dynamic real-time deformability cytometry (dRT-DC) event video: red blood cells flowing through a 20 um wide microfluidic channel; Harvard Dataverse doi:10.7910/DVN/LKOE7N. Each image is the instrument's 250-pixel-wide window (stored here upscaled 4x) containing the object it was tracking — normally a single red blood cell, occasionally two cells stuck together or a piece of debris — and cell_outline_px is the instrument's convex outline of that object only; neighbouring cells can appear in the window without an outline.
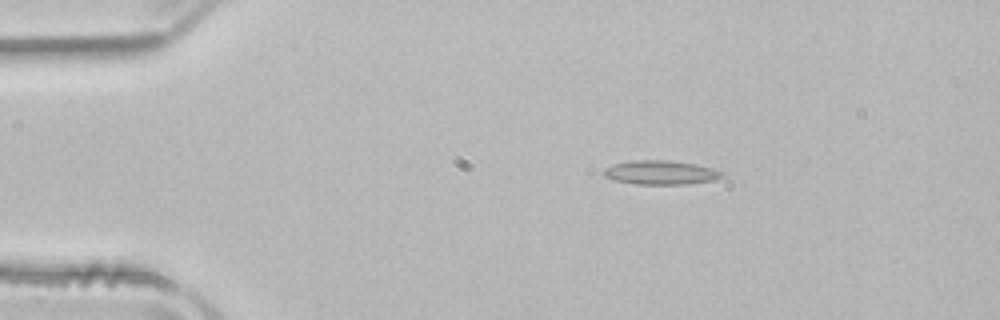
{"species": "common noctule bat (a hibernating species)", "species_latin": "Nyctalus noctula", "temperature_condition": "room temperature", "stored_images_in_passage": 2, "camera_frame_rate_fps": 3000, "um_per_image_px": 0.085, "animal": {"sex": "male", "body_mass_g": 21.5, "forearm_length_mm": 52.0}, "frame": {"image": 1, "passage_image": 1, "time_ms": 0.0, "image_size_px": [1000, 320], "cell_outline_px": [[724, 176], [712, 180], [688, 184], [636, 184], [616, 180], [604, 176], [600, 172], [604, 168], [612, 164], [632, 160], [668, 160], [696, 164], [712, 168], [724, 172]], "centroid_in_image_um": [56.13, 14.65], "position_along_channel_um": 28.9, "area_um2": 16.65}}
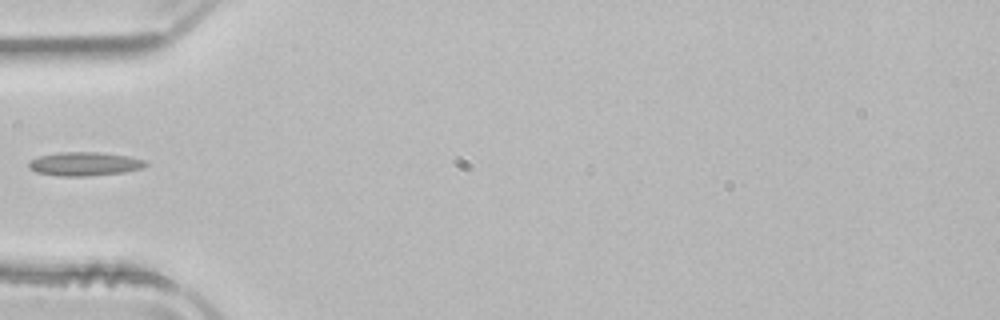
{"frame": {"image": 2, "passage_image": 2, "time_ms": 0.333, "image_size_px": [1000, 320], "cell_outline_px": [[148, 164], [144, 168], [124, 172], [88, 176], [60, 176], [36, 172], [28, 168], [28, 160], [40, 156], [60, 152], [96, 152], [128, 156], [144, 160]], "centroid_in_image_um": [7.17, 13.93], "position_along_channel_um": 77.8, "area_um2": 16.18}}